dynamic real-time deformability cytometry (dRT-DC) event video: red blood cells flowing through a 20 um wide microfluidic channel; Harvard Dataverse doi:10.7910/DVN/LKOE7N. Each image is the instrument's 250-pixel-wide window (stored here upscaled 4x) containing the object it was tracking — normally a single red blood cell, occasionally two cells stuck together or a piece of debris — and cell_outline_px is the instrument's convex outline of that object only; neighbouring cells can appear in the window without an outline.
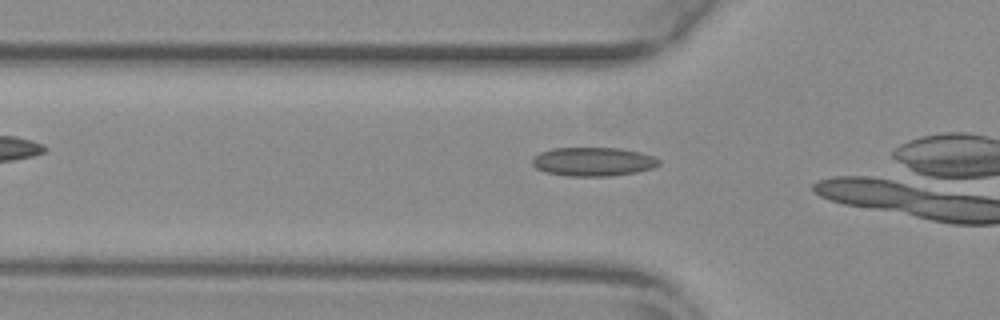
{"species": "common noctule bat (a hibernating species)", "species_latin": "Nyctalus noctula", "temperature_condition": "warm", "stored_images_in_passage": 16, "camera_frame_rate_fps": 3000, "um_per_image_px": 0.085, "animal": {"sex": "female", "body_mass_g": 29.2, "forearm_length_mm": 56.3}, "frame": {"image": 1, "passage_image": 14, "time_ms": 4.333, "image_size_px": [1000, 320], "cell_outline_px": [[660, 164], [652, 168], [636, 172], [612, 176], [568, 176], [544, 172], [536, 168], [532, 164], [532, 156], [540, 152], [552, 148], [620, 148], [640, 152], [652, 156], [660, 160]], "centroid_in_image_um": [50.39, 13.74], "position_along_channel_um": 75.4, "area_um2": 21.39}}